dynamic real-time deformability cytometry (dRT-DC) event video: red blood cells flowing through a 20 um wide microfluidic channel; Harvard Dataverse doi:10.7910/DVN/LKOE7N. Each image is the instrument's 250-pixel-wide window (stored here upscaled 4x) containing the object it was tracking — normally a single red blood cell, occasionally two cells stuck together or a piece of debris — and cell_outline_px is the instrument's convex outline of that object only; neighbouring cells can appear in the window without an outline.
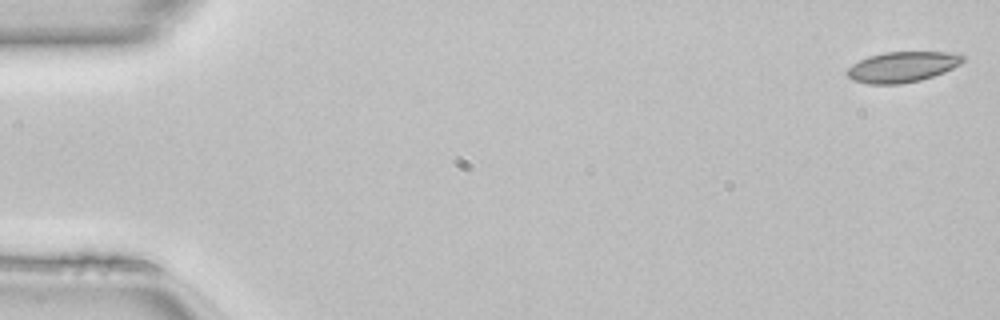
{"species": "common noctule bat (a hibernating species)", "species_latin": "Nyctalus noctula", "temperature_condition": "room temperature", "stored_images_in_passage": 49, "camera_frame_rate_fps": 3000, "um_per_image_px": 0.085, "animal": {"sex": "female", "body_mass_g": 22.7, "forearm_length_mm": 54.2}, "frame": {"image": 1, "passage_image": 1, "time_ms": 0.0, "image_size_px": [1000, 320], "cell_outline_px": [[964, 60], [960, 64], [944, 72], [920, 80], [900, 84], [868, 84], [852, 80], [844, 72], [852, 64], [868, 56], [884, 52], [960, 52], [964, 56]], "centroid_in_image_um": [76.69, 5.68], "position_along_channel_um": 8.3, "area_um2": 20.75}}
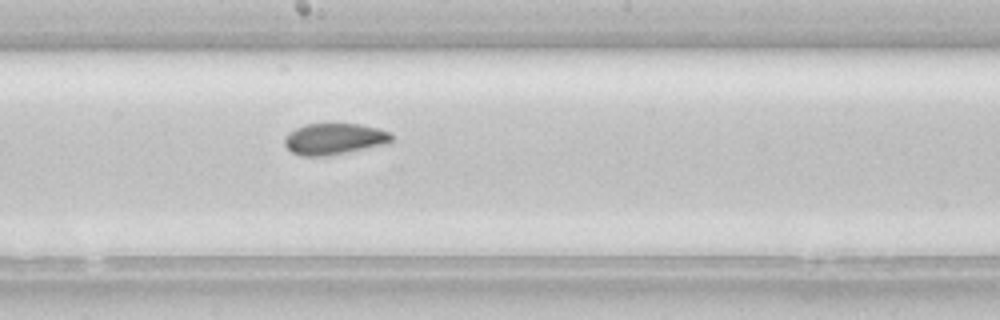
{"frame": {"image": 2, "passage_image": 27, "time_ms": 8.667, "image_size_px": [1000, 320], "cell_outline_px": [[392, 140], [388, 144], [324, 156], [300, 156], [292, 152], [284, 144], [284, 136], [288, 132], [304, 124], [360, 124], [380, 128], [388, 132], [392, 136]], "centroid_in_image_um": [28.39, 11.8], "position_along_channel_um": 219.8, "area_um2": 19.54}}
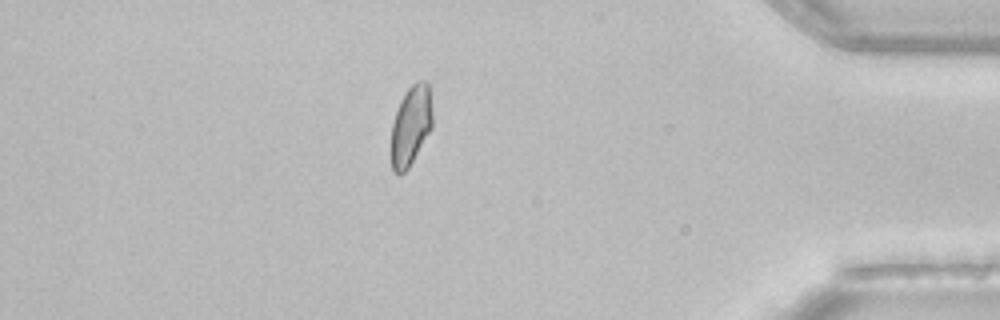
{"frame": {"image": 3, "passage_image": 43, "time_ms": 14.0, "image_size_px": [1000, 320], "cell_outline_px": [[432, 128], [408, 168], [400, 176], [392, 172], [388, 152], [392, 124], [400, 100], [408, 88], [416, 80], [428, 80], [432, 112]], "centroid_in_image_um": [34.87, 10.73], "position_along_channel_um": 400.3, "area_um2": 19.88}, "authors_computed_cell_mechanics": {"area_um2": 20.3456, "velocity_mm_per_s": 4.1433, "shape_relaxation_time_tau1_ms": null, "shape_relaxation_time_tau2_ms": 2.043, "deformation_change_tau1": null, "deformation_change_tau2": 0.0597}}